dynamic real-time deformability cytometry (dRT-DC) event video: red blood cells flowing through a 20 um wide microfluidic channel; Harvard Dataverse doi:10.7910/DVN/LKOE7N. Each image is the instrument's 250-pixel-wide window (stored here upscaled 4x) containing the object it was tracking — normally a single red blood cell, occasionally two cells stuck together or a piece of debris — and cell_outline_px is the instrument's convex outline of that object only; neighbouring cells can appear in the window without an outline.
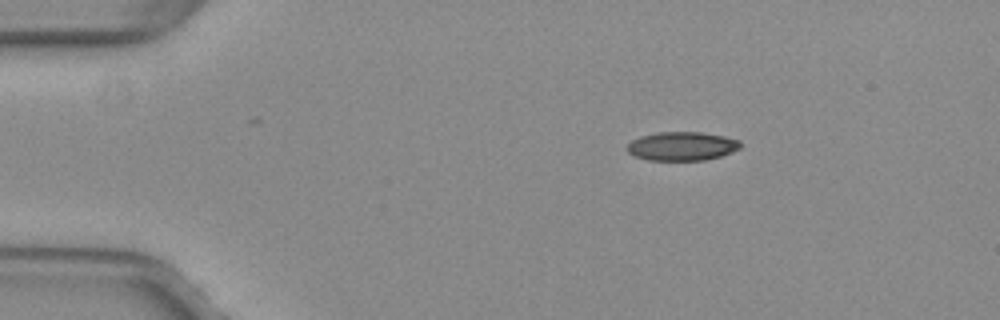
{"species": "common noctule bat (a hibernating species)", "species_latin": "Nyctalus noctula", "temperature_condition": "warm", "stored_images_in_passage": 44, "camera_frame_rate_fps": 3000, "um_per_image_px": 0.085, "animal": {"sex": "female", "body_mass_g": 29.2, "forearm_length_mm": 56.3}, "frame": {"image": 1, "passage_image": 1, "time_ms": 0.0, "image_size_px": [1000, 320], "cell_outline_px": [[740, 148], [720, 156], [704, 160], [648, 160], [636, 156], [628, 152], [624, 148], [632, 140], [640, 136], [656, 132], [700, 132], [724, 136], [740, 140]], "centroid_in_image_um": [57.93, 12.42], "position_along_channel_um": 27.1, "area_um2": 18.96}}
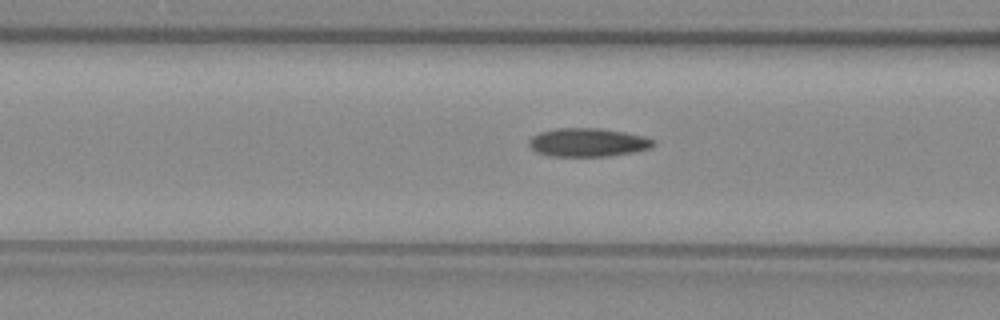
{"frame": {"image": 2, "passage_image": 13, "time_ms": 4.0, "image_size_px": [1000, 320], "cell_outline_px": [[656, 144], [652, 148], [636, 152], [608, 156], [548, 156], [536, 152], [528, 144], [528, 140], [532, 136], [540, 132], [556, 128], [600, 128], [624, 132], [644, 136], [656, 140]], "centroid_in_image_um": [50.0, 12.11], "position_along_channel_um": 116.6, "area_um2": 20.92}}
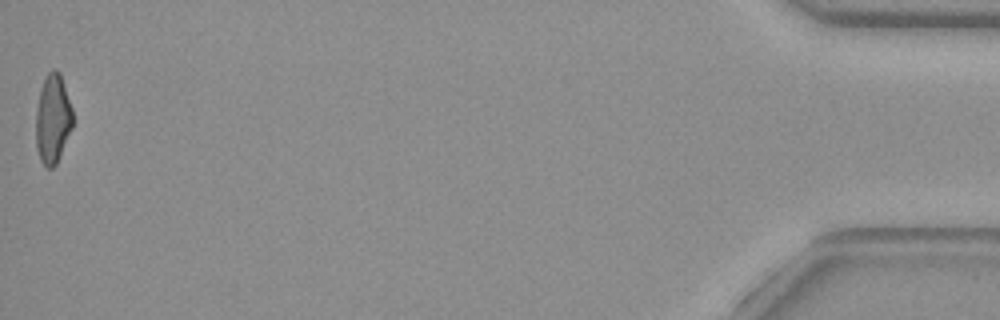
{"frame": {"image": 3, "passage_image": 44, "time_ms": 14.333, "image_size_px": [1000, 320], "cell_outline_px": [[72, 128], [56, 164], [52, 168], [48, 168], [40, 160], [36, 144], [36, 108], [40, 88], [44, 76], [52, 68], [56, 68], [60, 72], [72, 108]], "centroid_in_image_um": [4.47, 10.05], "position_along_channel_um": 430.7, "area_um2": 19.25}, "authors_computed_cell_mechanics": {"area_um2": 19.9988, "velocity_mm_per_s": 4.0182, "shape_relaxation_time_tau1_ms": null, "shape_relaxation_time_tau2_ms": 2.3041, "deformation_change_tau1": null, "deformation_change_tau2": 0.0966}}